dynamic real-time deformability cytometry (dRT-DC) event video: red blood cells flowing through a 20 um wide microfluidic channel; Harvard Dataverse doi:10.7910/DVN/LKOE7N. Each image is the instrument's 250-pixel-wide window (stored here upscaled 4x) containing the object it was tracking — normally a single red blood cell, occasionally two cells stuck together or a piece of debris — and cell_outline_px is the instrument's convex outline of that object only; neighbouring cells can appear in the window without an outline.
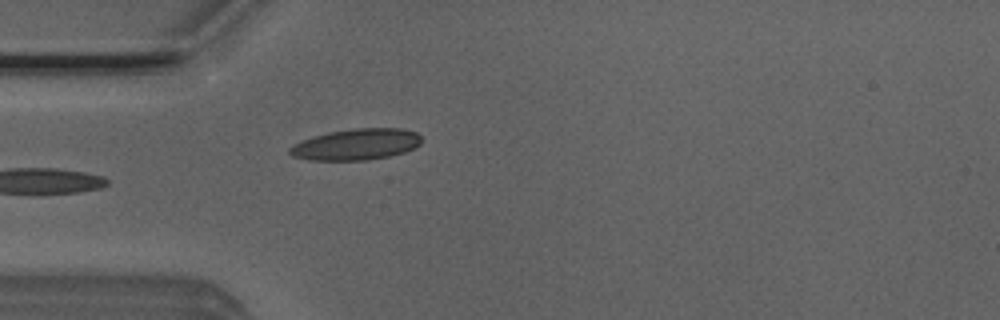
{"species": "Egyptian fruit bat (a non-hibernating species)", "species_latin": "Rousettus aegyptiacus", "temperature_condition": "room temperature", "stored_images_in_passage": 4, "camera_frame_rate_fps": 3000, "um_per_image_px": 0.085, "animal": {"sex": "male"}, "frame": {"image": 1, "passage_image": 4, "time_ms": 1.0, "image_size_px": [1000, 320], "cell_outline_px": [[420, 144], [416, 148], [404, 152], [388, 156], [368, 160], [308, 160], [292, 156], [288, 152], [288, 148], [292, 144], [312, 136], [328, 132], [352, 128], [404, 128], [416, 132], [420, 136]], "centroid_in_image_um": [30.25, 12.27], "position_along_channel_um": 54.7, "area_um2": 24.22}}